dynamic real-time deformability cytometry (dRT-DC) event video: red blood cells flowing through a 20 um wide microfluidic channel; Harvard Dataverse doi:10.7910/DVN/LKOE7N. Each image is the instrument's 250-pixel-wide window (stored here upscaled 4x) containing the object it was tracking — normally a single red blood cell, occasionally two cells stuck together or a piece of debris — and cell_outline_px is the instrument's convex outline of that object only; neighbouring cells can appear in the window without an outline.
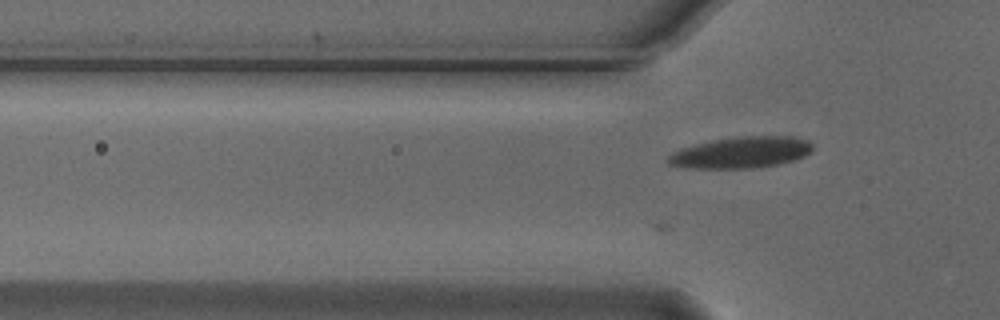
{"species": "Egyptian fruit bat (a non-hibernating species)", "species_latin": "Rousettus aegyptiacus", "temperature_condition": "cold", "stored_images_in_passage": 23, "camera_frame_rate_fps": 3000, "um_per_image_px": 0.085, "animal": {"sex": "male"}, "frame": {"image": 1, "passage_image": 2, "time_ms": 0.333, "image_size_px": [1000, 320], "cell_outline_px": [[812, 152], [804, 156], [792, 160], [776, 164], [752, 168], [692, 168], [668, 164], [664, 160], [672, 152], [680, 148], [696, 144], [736, 136], [792, 136], [808, 140], [812, 144]], "centroid_in_image_um": [62.98, 12.95], "position_along_channel_um": 62.8, "area_um2": 26.3}}
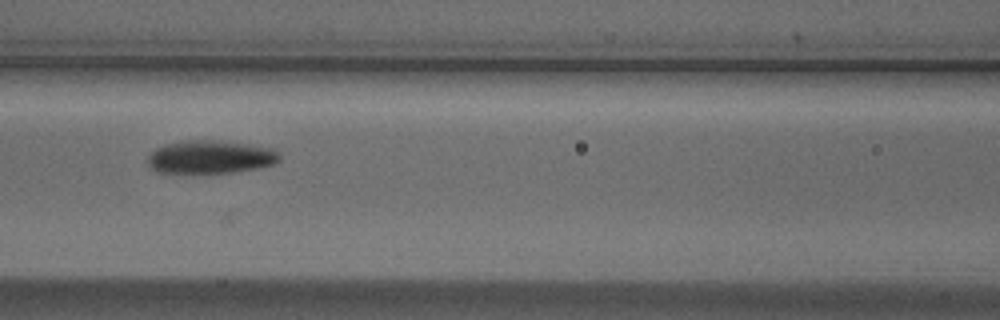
{"frame": {"image": 2, "passage_image": 9, "time_ms": 2.667, "image_size_px": [1000, 320], "cell_outline_px": [[280, 160], [276, 164], [256, 168], [232, 172], [192, 176], [156, 172], [148, 164], [148, 156], [156, 148], [164, 144], [188, 140], [212, 140], [276, 148], [280, 152]], "centroid_in_image_um": [17.86, 13.39], "position_along_channel_um": 148.7, "area_um2": 26.36}}
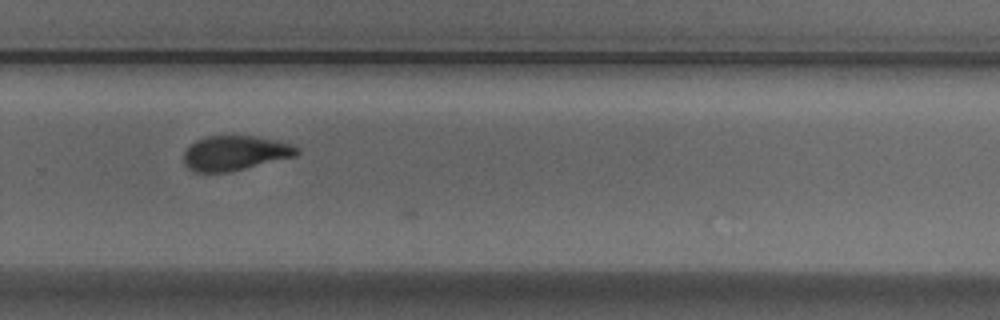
{"frame": {"image": 3, "passage_image": 22, "time_ms": 7.0, "image_size_px": [1000, 320], "cell_outline_px": [[300, 152], [296, 156], [228, 172], [192, 172], [184, 164], [184, 152], [196, 140], [208, 136], [256, 136], [292, 144], [300, 148]], "centroid_in_image_um": [19.99, 13.01], "position_along_channel_um": 309.8, "area_um2": 22.83}}